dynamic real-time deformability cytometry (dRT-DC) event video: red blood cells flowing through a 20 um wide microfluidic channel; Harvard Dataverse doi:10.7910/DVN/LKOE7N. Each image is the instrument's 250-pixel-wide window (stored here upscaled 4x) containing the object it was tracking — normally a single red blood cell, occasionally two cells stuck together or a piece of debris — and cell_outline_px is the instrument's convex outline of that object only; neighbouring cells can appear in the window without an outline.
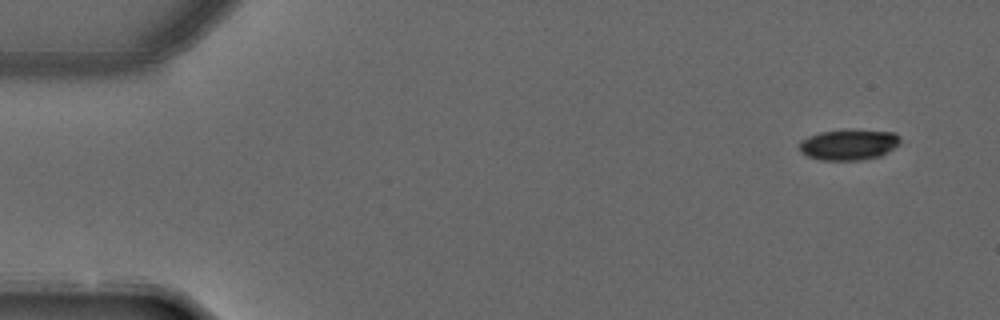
{"species": "common noctule bat (a hibernating species)", "species_latin": "Nyctalus noctula", "temperature_condition": "warm", "stored_images_in_passage": 6, "camera_frame_rate_fps": 3000, "um_per_image_px": 0.085, "animal": {"sex": "male", "forearm_length_mm": 52.5}, "frame": {"image": 1, "passage_image": 1, "time_ms": 0.0, "image_size_px": [1000, 320], "cell_outline_px": [[900, 144], [880, 156], [864, 160], [820, 160], [808, 156], [800, 152], [800, 140], [808, 136], [820, 132], [848, 128], [892, 132], [900, 136]], "centroid_in_image_um": [72.14, 12.27], "position_along_channel_um": 12.9, "area_um2": 18.44}}
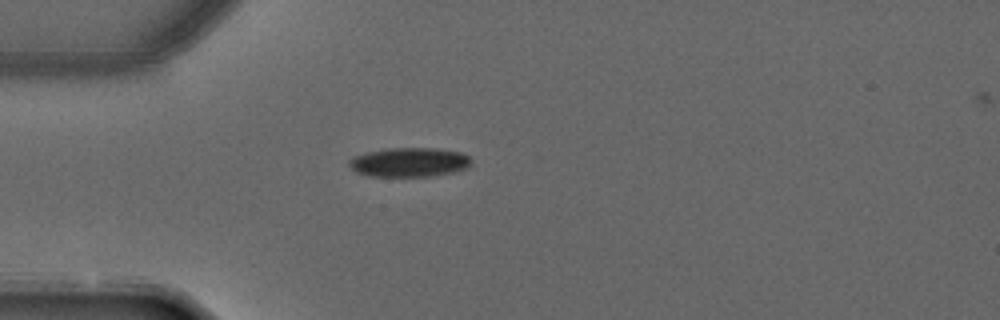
{"frame": {"image": 2, "passage_image": 4, "time_ms": 1.0, "image_size_px": [1000, 320], "cell_outline_px": [[468, 168], [452, 172], [428, 176], [368, 176], [356, 172], [348, 164], [348, 160], [356, 156], [368, 152], [388, 148], [436, 148], [460, 152], [468, 156]], "centroid_in_image_um": [34.75, 13.79], "position_along_channel_um": 50.2, "area_um2": 20.52}}
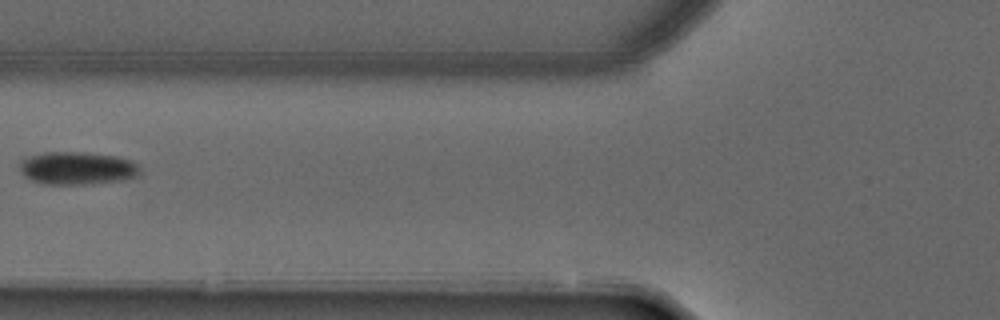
{"frame": {"image": 3, "passage_image": 6, "time_ms": 1.667, "image_size_px": [1000, 320], "cell_outline_px": [[140, 172], [136, 176], [124, 180], [88, 184], [44, 184], [32, 180], [24, 176], [20, 172], [20, 160], [28, 156], [44, 152], [80, 152], [116, 156], [132, 160], [140, 168]], "centroid_in_image_um": [6.54, 14.29], "position_along_channel_um": 119.3, "area_um2": 23.12}}